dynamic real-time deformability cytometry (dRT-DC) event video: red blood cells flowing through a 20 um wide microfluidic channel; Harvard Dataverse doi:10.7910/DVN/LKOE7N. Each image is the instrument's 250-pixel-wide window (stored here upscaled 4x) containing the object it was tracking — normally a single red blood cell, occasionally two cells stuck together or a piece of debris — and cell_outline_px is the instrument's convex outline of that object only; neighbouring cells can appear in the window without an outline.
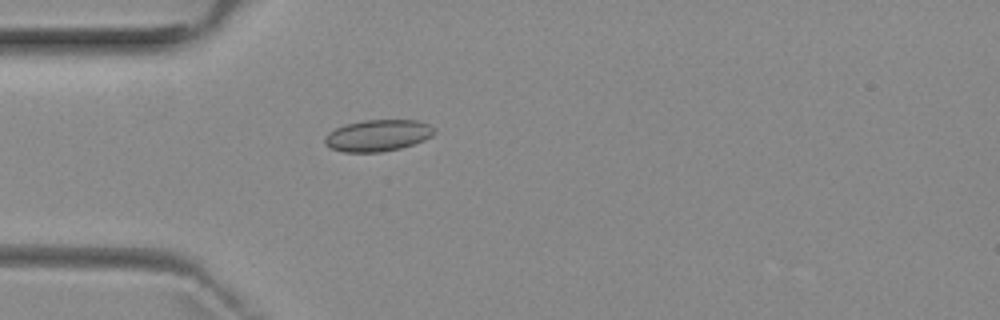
{"species": "common noctule bat (a hibernating species)", "species_latin": "Nyctalus noctula", "temperature_condition": "room temperature", "stored_images_in_passage": 5, "camera_frame_rate_fps": 3000, "um_per_image_px": 0.085, "animal": {"sex": "female", "body_mass_g": 29.2, "forearm_length_mm": 56.3}, "frame": {"image": 1, "passage_image": 5, "time_ms": 4.667, "image_size_px": [1000, 320], "cell_outline_px": [[436, 132], [432, 136], [424, 140], [400, 148], [380, 152], [344, 152], [332, 148], [324, 144], [324, 136], [328, 132], [336, 128], [348, 124], [364, 120], [416, 120], [428, 124], [436, 128]], "centroid_in_image_um": [32.12, 11.51], "position_along_channel_um": 52.9, "area_um2": 20.11}}